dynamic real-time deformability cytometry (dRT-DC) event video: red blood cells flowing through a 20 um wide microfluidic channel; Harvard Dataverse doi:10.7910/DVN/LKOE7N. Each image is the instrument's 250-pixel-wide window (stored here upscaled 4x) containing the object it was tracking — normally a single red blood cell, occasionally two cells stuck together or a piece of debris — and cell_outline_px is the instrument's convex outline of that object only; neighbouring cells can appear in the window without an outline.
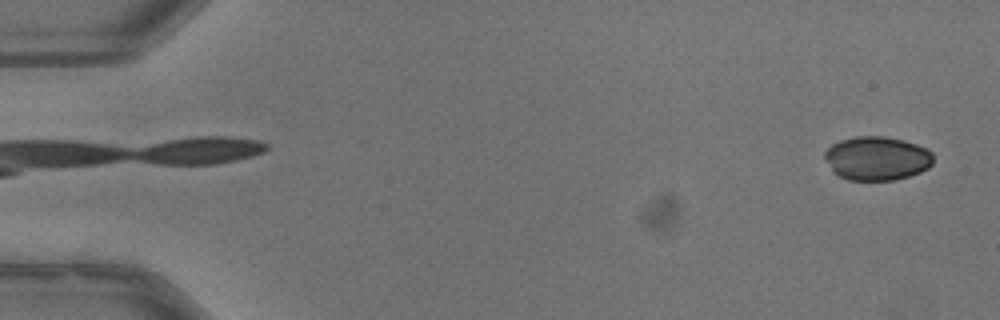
{"species": "common noctule bat (a hibernating species)", "species_latin": "Nyctalus noctula", "temperature_condition": "warm", "stored_images_in_passage": 52, "camera_frame_rate_fps": 3000, "um_per_image_px": 0.085, "animal": {"sex": "male", "body_mass_g": 13.3}, "frame": {"image": 1, "passage_image": 2, "time_ms": 0.333, "image_size_px": [1000, 320], "cell_outline_px": [[932, 164], [928, 168], [920, 172], [908, 176], [892, 180], [848, 180], [832, 172], [824, 156], [824, 152], [832, 144], [840, 140], [856, 136], [884, 136], [904, 140], [928, 148], [932, 152]], "centroid_in_image_um": [74.53, 13.45], "position_along_channel_um": 10.5, "area_um2": 27.86}}
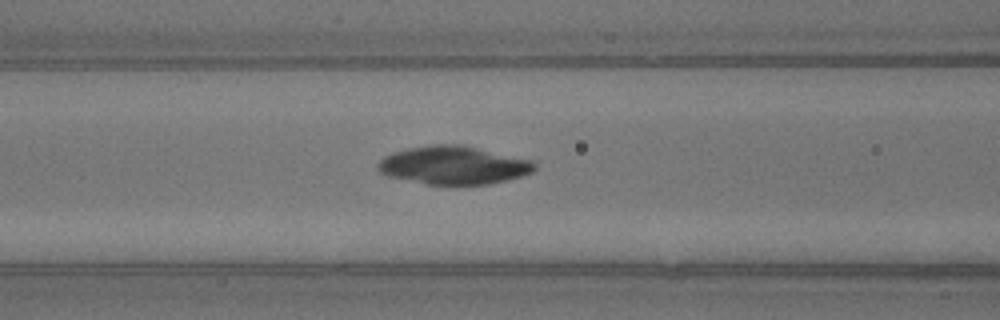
{"frame": {"image": 2, "passage_image": 22, "time_ms": 7.0, "image_size_px": [1000, 320], "cell_outline_px": [[536, 168], [532, 172], [520, 176], [488, 184], [456, 188], [428, 184], [388, 176], [380, 172], [376, 168], [380, 160], [384, 156], [408, 148], [432, 144], [460, 144], [532, 160], [536, 164]], "centroid_in_image_um": [38.55, 14.08], "position_along_channel_um": 128.0, "area_um2": 35.37}}
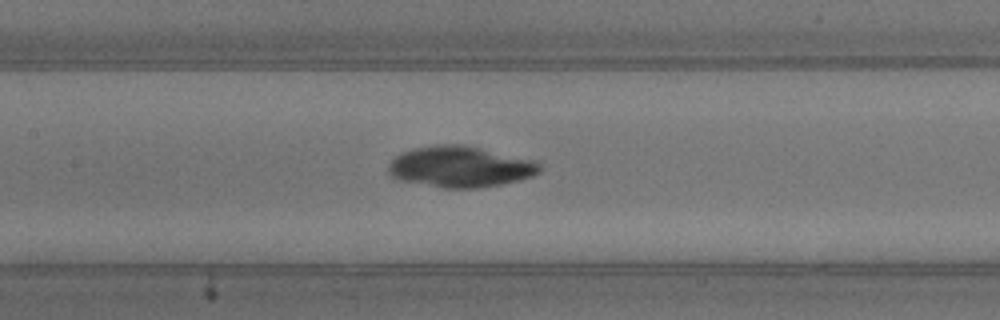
{"frame": {"image": 3, "passage_image": 25, "time_ms": 8.0, "image_size_px": [1000, 320], "cell_outline_px": [[540, 172], [532, 176], [500, 184], [480, 188], [444, 188], [396, 180], [388, 172], [388, 164], [400, 152], [412, 148], [432, 144], [464, 144], [536, 160], [540, 164]], "centroid_in_image_um": [39.08, 14.16], "position_along_channel_um": 168.3, "area_um2": 36.59}}